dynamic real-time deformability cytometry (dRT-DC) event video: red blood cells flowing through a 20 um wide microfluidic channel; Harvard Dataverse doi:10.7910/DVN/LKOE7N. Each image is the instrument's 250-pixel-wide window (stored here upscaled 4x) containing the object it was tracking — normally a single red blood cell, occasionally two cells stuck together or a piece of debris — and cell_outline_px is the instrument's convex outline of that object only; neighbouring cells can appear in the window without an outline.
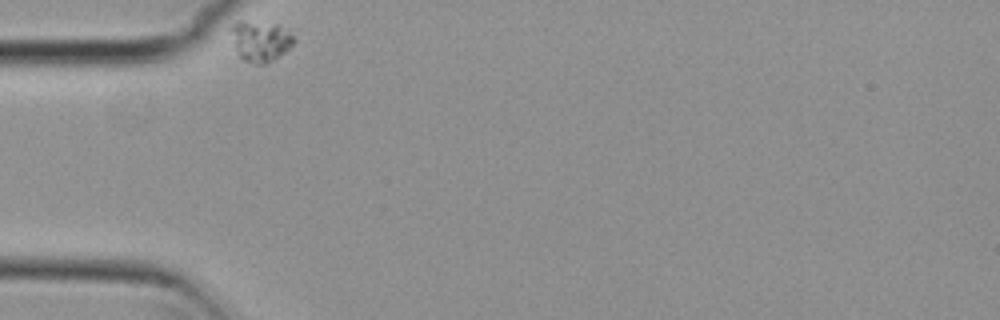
{"species": "common noctule bat (a hibernating species)", "species_latin": "Nyctalus noctula", "temperature_condition": "cold", "stored_images_in_passage": 2, "camera_frame_rate_fps": 3000, "um_per_image_px": 0.085, "animal": {"sex": "female", "body_mass_g": 29.2, "forearm_length_mm": 56.3}, "frame": {"image": 1, "passage_image": 1, "time_ms": 0.0, "image_size_px": [1000, 320], "cell_outline_px": [[296, 40], [284, 52], [272, 60], [264, 64], [256, 64], [244, 60], [240, 56], [236, 48], [228, 28], [236, 20], [244, 20], [280, 24]], "centroid_in_image_um": [22.09, 3.44], "position_along_channel_um": 62.9, "area_um2": 14.91}}